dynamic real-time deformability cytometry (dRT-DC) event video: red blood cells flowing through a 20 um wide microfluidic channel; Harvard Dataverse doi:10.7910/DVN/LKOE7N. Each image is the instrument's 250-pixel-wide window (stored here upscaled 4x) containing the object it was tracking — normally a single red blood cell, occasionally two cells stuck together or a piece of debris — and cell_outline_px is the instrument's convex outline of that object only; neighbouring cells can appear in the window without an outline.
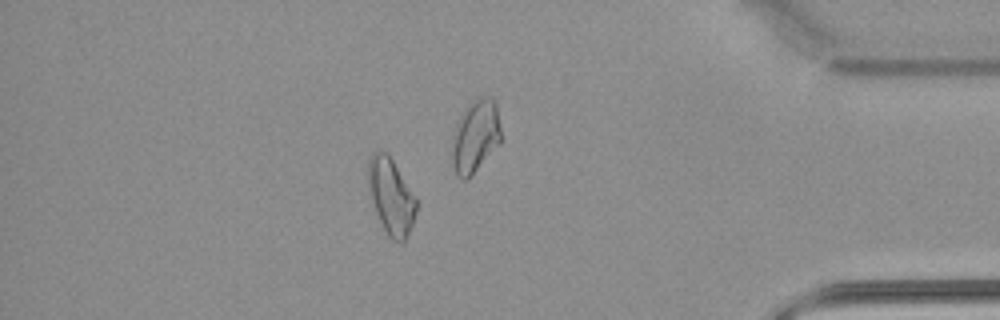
{"species": "common noctule bat (a hibernating species)", "species_latin": "Nyctalus noctula", "temperature_condition": "warm", "stored_images_in_passage": 56, "camera_frame_rate_fps": 3000, "um_per_image_px": 0.085, "animal": {"sex": "male", "body_mass_g": 21.5, "forearm_length_mm": 52.0}, "frame": {"image": 1, "passage_image": 48, "time_ms": 15.667, "image_size_px": [1000, 320], "cell_outline_px": [[416, 212], [412, 224], [404, 240], [400, 244], [392, 240], [388, 236], [372, 204], [368, 192], [368, 160], [372, 152], [376, 148], [380, 148], [388, 152], [416, 196]], "centroid_in_image_um": [33.21, 16.61], "position_along_channel_um": 402.0, "area_um2": 21.73}, "authors_computed_cell_mechanics": {"area_um2": 21.9929, "velocity_mm_per_s": 3.8184, "shape_relaxation_time_tau1_ms": null, "shape_relaxation_time_tau2_ms": 4.5726, "deformation_change_tau1": null, "deformation_change_tau2": 0.1443}}